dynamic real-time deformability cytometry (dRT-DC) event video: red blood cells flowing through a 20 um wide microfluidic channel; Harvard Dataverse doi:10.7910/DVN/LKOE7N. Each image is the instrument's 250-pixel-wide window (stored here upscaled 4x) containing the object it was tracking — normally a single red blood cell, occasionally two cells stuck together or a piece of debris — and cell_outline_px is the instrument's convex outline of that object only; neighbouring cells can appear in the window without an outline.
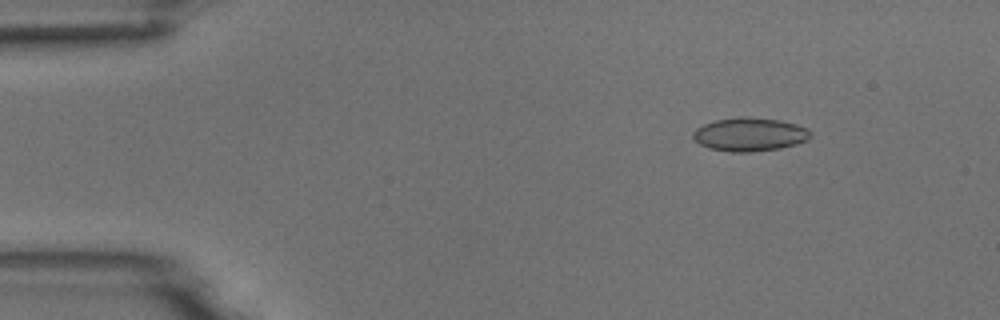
{"species": "common noctule bat (a hibernating species)", "species_latin": "Nyctalus noctula", "temperature_condition": "room temperature", "stored_images_in_passage": 5, "camera_frame_rate_fps": 3000, "um_per_image_px": 0.085, "animal": {"sex": "male", "body_mass_g": 18.8}, "frame": {"image": 1, "passage_image": 2, "time_ms": 1.0, "image_size_px": [1000, 320], "cell_outline_px": [[812, 136], [808, 140], [796, 144], [780, 148], [748, 152], [728, 152], [708, 148], [700, 144], [692, 136], [692, 132], [696, 128], [704, 124], [716, 120], [736, 116], [744, 116], [780, 120], [796, 124], [808, 128], [812, 132]], "centroid_in_image_um": [63.73, 11.42], "position_along_channel_um": 21.3, "area_um2": 23.18}}